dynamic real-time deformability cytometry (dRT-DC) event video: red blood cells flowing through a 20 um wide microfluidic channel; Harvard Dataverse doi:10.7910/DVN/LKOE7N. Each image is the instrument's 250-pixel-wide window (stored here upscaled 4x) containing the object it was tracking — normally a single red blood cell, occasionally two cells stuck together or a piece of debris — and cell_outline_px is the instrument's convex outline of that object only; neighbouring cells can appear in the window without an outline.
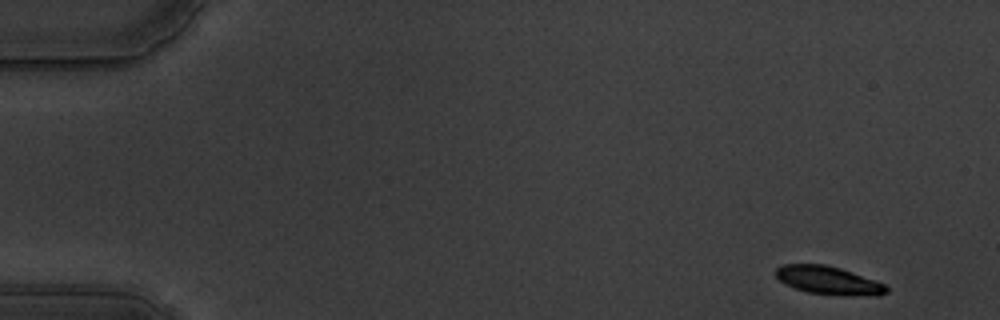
{"species": "common noctule bat (a hibernating species)", "species_latin": "Nyctalus noctula", "temperature_condition": "warm", "stored_images_in_passage": 55, "camera_frame_rate_fps": 3000, "um_per_image_px": 0.085, "animal": {"sex": "male", "body_mass_g": 19.5, "forearm_length_mm": 54.6}, "frame": {"image": 1, "passage_image": 1, "time_ms": 0.0, "image_size_px": [1000, 320], "cell_outline_px": [[888, 292], [880, 296], [844, 296], [808, 292], [784, 284], [776, 276], [776, 268], [784, 264], [824, 264], [840, 268], [876, 280], [884, 284], [888, 288]], "centroid_in_image_um": [70.47, 23.85], "position_along_channel_um": 14.5, "area_um2": 18.32}}
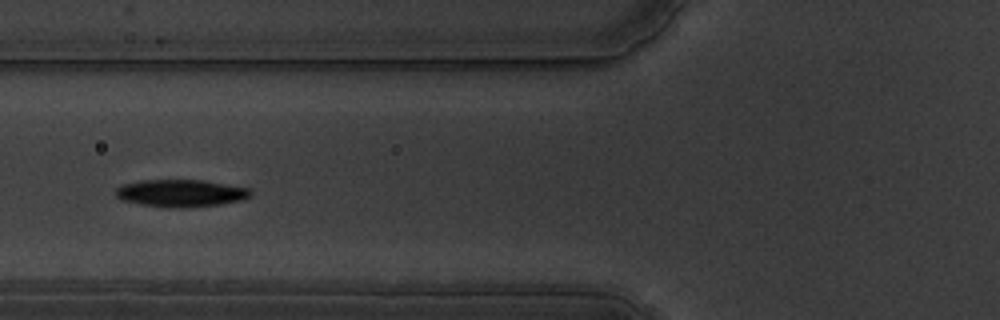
{"frame": {"image": 2, "passage_image": 20, "time_ms": 6.333, "image_size_px": [1000, 320], "cell_outline_px": [[252, 196], [244, 200], [220, 204], [184, 208], [168, 208], [140, 204], [120, 200], [116, 196], [116, 188], [120, 184], [140, 180], [204, 180], [248, 188], [252, 192]], "centroid_in_image_um": [15.35, 16.42], "position_along_channel_um": 110.4, "area_um2": 21.79}}
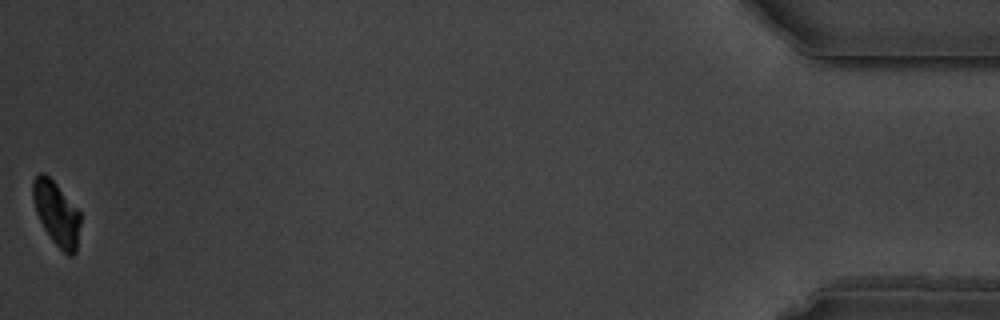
{"frame": {"image": 3, "passage_image": 55, "time_ms": 18.0, "image_size_px": [1000, 320], "cell_outline_px": [[80, 224], [76, 252], [72, 256], [68, 256], [52, 240], [44, 228], [36, 212], [32, 200], [32, 180], [40, 172], [44, 172], [56, 184], [80, 212]], "centroid_in_image_um": [4.79, 18.14], "position_along_channel_um": 430.4, "area_um2": 17.57}, "authors_computed_cell_mechanics": {"area_um2": 20.0566, "velocity_mm_per_s": 3.5179, "shape_relaxation_time_tau1_ms": 4.0114, "shape_relaxation_time_tau2_ms": null, "deformation_change_tau1": 0.1492, "deformation_change_tau2": null}}